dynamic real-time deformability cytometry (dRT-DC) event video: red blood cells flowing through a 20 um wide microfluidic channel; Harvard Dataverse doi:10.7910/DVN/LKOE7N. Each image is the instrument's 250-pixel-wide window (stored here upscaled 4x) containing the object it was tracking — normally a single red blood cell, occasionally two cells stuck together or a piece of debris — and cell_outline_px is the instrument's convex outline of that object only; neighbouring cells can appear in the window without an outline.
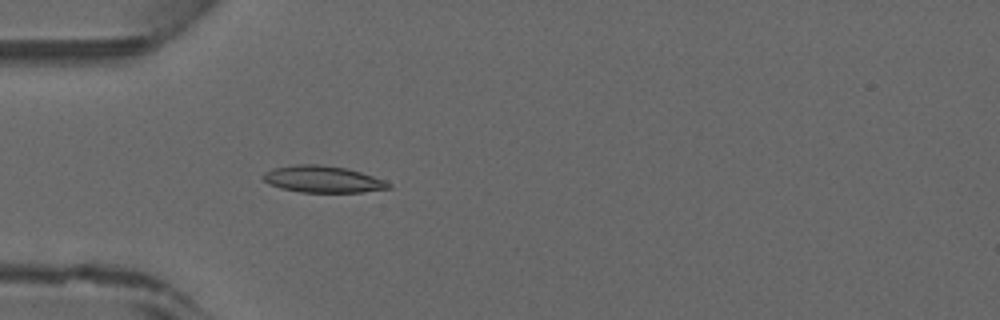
{"species": "common noctule bat (a hibernating species)", "species_latin": "Nyctalus noctula", "temperature_condition": "warm", "stored_images_in_passage": 46, "camera_frame_rate_fps": 3000, "um_per_image_px": 0.085, "animal": {"sex": "male", "forearm_length_mm": 52.5}, "frame": {"image": 1, "passage_image": 14, "time_ms": 4.333, "image_size_px": [1000, 320], "cell_outline_px": [[392, 188], [364, 192], [300, 192], [280, 188], [268, 184], [260, 176], [264, 172], [272, 168], [296, 164], [320, 164], [348, 168], [384, 180], [392, 184]], "centroid_in_image_um": [27.41, 15.23], "position_along_channel_um": 57.6, "area_um2": 19.77}}
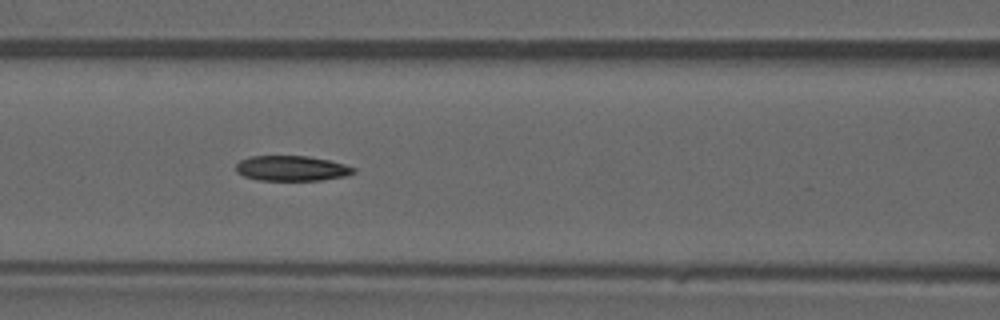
{"frame": {"image": 2, "passage_image": 20, "time_ms": 6.333, "image_size_px": [1000, 320], "cell_outline_px": [[356, 172], [344, 176], [320, 180], [260, 180], [244, 176], [236, 172], [236, 164], [240, 160], [252, 156], [308, 156], [328, 160], [344, 164], [356, 168]], "centroid_in_image_um": [24.79, 14.3], "position_along_channel_um": 141.8, "area_um2": 17.17}}